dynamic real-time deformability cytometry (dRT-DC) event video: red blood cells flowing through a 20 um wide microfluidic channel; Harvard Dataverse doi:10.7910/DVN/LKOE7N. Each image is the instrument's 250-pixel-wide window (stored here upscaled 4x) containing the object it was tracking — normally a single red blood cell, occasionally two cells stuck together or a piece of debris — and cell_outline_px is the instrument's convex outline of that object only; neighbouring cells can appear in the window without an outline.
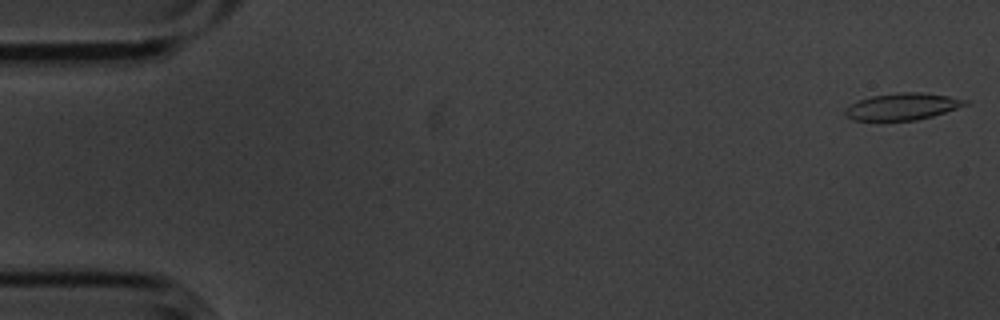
{"species": "common noctule bat (a hibernating species)", "species_latin": "Nyctalus noctula", "temperature_condition": "cold", "stored_images_in_passage": 5, "camera_frame_rate_fps": 3000, "um_per_image_px": 0.085, "animal": {"sex": "male", "body_mass_g": 20.1, "forearm_length_mm": 53.5}, "frame": {"image": 1, "passage_image": 1, "time_ms": 0.0, "image_size_px": [1000, 320], "cell_outline_px": [[968, 104], [932, 116], [916, 120], [852, 120], [844, 116], [844, 108], [860, 100], [872, 96], [900, 92], [920, 92], [948, 96], [968, 100]], "centroid_in_image_um": [76.67, 9.06], "position_along_channel_um": 8.3, "area_um2": 18.55}}
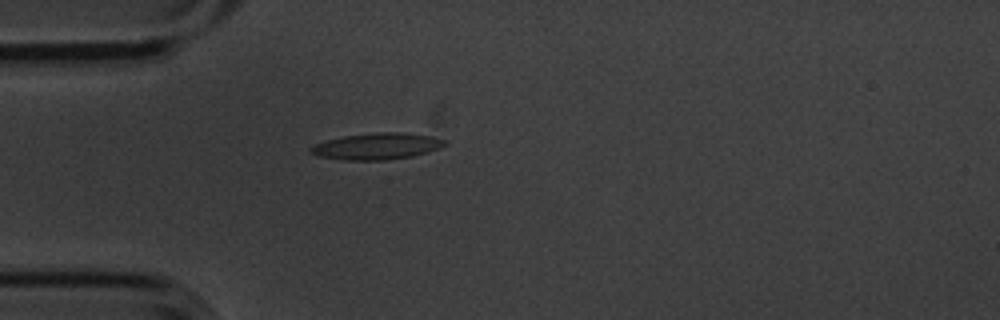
{"frame": {"image": 2, "passage_image": 5, "time_ms": 1.333, "image_size_px": [1000, 320], "cell_outline_px": [[448, 144], [440, 148], [428, 152], [412, 156], [384, 160], [344, 160], [316, 156], [308, 152], [308, 148], [316, 144], [328, 140], [344, 136], [376, 132], [400, 132], [432, 136], [448, 140]], "centroid_in_image_um": [32.05, 12.43], "position_along_channel_um": 52.9, "area_um2": 20.81}}